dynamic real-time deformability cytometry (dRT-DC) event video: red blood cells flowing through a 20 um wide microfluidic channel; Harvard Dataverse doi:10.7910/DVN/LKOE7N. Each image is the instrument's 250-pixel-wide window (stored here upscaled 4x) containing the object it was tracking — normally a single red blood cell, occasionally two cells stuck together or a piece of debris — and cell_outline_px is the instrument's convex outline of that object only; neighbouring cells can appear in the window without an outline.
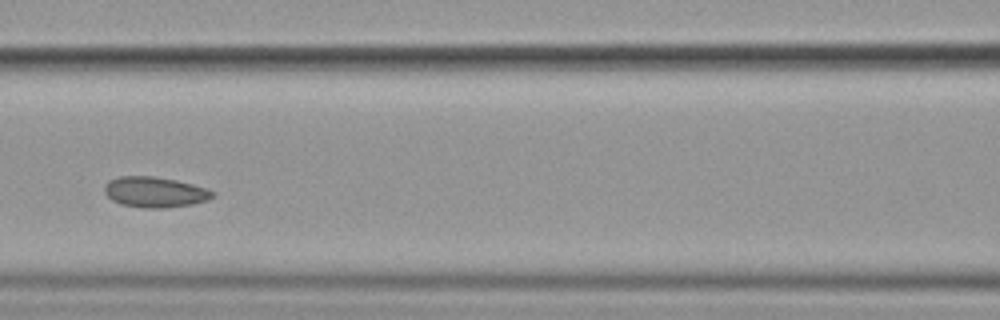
{"species": "common noctule bat (a hibernating species)", "species_latin": "Nyctalus noctula", "temperature_condition": "cold", "stored_images_in_passage": 16, "camera_frame_rate_fps": 3000, "um_per_image_px": 0.085, "animal": {"sex": "female", "body_mass_g": 19.9}, "frame": {"image": 1, "passage_image": 7, "time_ms": 8.0, "image_size_px": [1000, 320], "cell_outline_px": [[216, 196], [208, 200], [192, 204], [164, 208], [144, 208], [120, 204], [112, 200], [104, 192], [104, 184], [108, 180], [120, 176], [152, 176], [176, 180], [208, 188], [216, 192]], "centroid_in_image_um": [13.18, 16.33], "position_along_channel_um": 153.4, "area_um2": 19.48}}
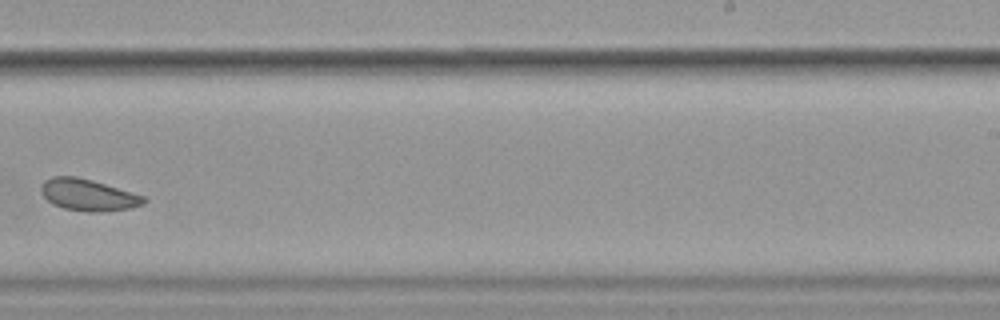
{"frame": {"image": 2, "passage_image": 10, "time_ms": 11.667, "image_size_px": [1000, 320], "cell_outline_px": [[148, 200], [144, 204], [128, 208], [100, 212], [88, 212], [64, 208], [52, 204], [40, 192], [40, 184], [44, 180], [52, 176], [76, 176], [92, 180], [132, 192], [144, 196]], "centroid_in_image_um": [7.46, 16.56], "position_along_channel_um": 281.5, "area_um2": 19.02}}